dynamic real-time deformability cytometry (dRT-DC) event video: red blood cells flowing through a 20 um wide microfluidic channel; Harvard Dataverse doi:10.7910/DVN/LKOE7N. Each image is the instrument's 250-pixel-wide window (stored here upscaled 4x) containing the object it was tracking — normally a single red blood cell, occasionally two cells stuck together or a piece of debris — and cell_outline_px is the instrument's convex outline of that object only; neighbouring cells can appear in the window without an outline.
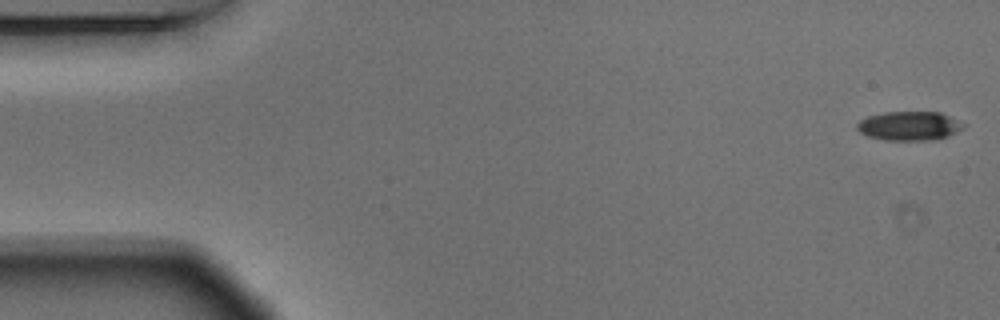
{"species": "Egyptian fruit bat (a non-hibernating species)", "species_latin": "Rousettus aegyptiacus", "temperature_condition": "warm", "stored_images_in_passage": 54, "camera_frame_rate_fps": 3000, "um_per_image_px": 0.085, "animal": {"sex": "male"}, "frame": {"image": 1, "passage_image": 1, "time_ms": 0.0, "image_size_px": [1000, 320], "cell_outline_px": [[968, 124], [964, 128], [948, 136], [932, 140], [884, 140], [868, 136], [860, 132], [856, 128], [856, 124], [860, 120], [868, 116], [884, 112], [940, 112]], "centroid_in_image_um": [77.31, 10.7], "position_along_channel_um": 7.7, "area_um2": 18.15}}
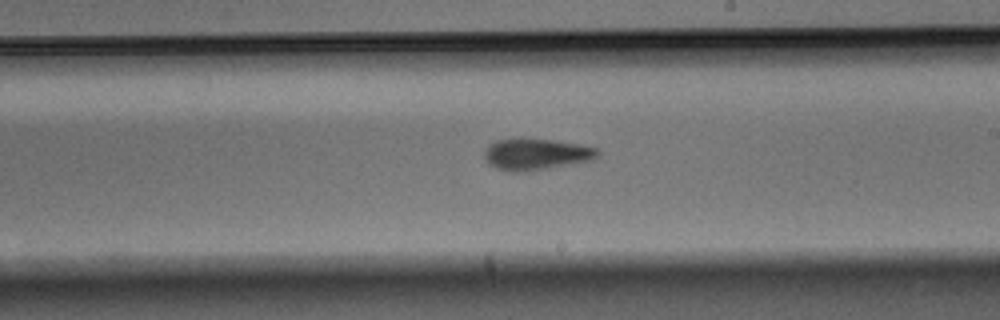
{"frame": {"image": 2, "passage_image": 31, "time_ms": 10.0, "image_size_px": [1000, 320], "cell_outline_px": [[600, 152], [592, 160], [528, 172], [508, 172], [496, 168], [488, 164], [484, 156], [484, 152], [488, 144], [496, 140], [512, 136], [524, 136], [580, 144], [600, 148]], "centroid_in_image_um": [45.52, 13.08], "position_along_channel_um": 243.5, "area_um2": 21.62}}
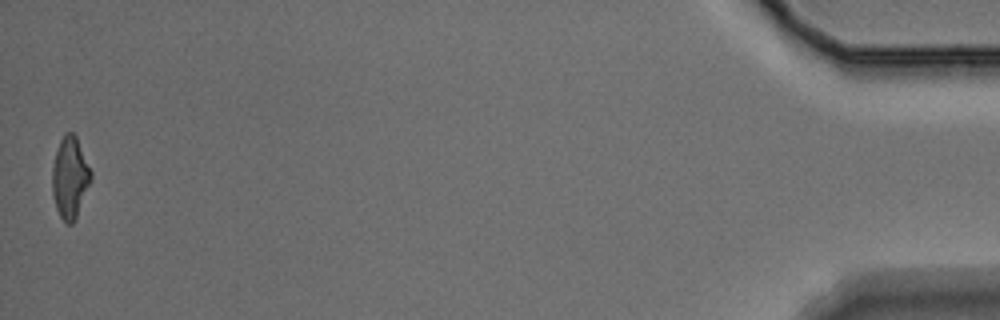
{"frame": {"image": 3, "passage_image": 54, "time_ms": 17.667, "image_size_px": [1000, 320], "cell_outline_px": [[92, 180], [76, 216], [72, 224], [64, 224], [56, 208], [52, 196], [52, 168], [56, 152], [60, 140], [68, 132], [72, 132], [76, 136], [92, 172]], "centroid_in_image_um": [5.94, 15.12], "position_along_channel_um": 429.3, "area_um2": 18.32}, "authors_computed_cell_mechanics": {"area_um2": 19.6809, "velocity_mm_per_s": 3.6848, "shape_relaxation_time_tau1_ms": 3.8117, "shape_relaxation_time_tau2_ms": 4.7334, "deformation_change_tau1": 0.1588, "deformation_change_tau2": 0.1428}}